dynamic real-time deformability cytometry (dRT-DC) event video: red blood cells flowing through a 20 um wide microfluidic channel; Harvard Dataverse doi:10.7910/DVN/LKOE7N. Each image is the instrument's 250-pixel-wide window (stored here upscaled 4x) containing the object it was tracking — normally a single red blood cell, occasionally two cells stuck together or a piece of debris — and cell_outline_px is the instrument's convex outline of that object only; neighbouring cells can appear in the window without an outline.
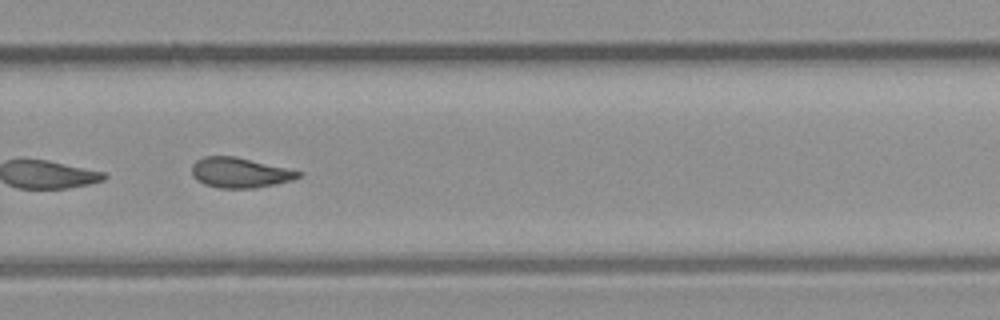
{"species": "common noctule bat (a hibernating species)", "species_latin": "Nyctalus noctula", "temperature_condition": "room temperature", "stored_images_in_passage": 30, "camera_frame_rate_fps": 3000, "um_per_image_px": 0.085, "animal": {"sex": "male", "body_mass_g": 23.1, "forearm_length_mm": 52.7}, "frame": {"image": 1, "passage_image": 18, "time_ms": 5.667, "image_size_px": [1000, 320], "cell_outline_px": [[304, 172], [300, 176], [292, 180], [276, 184], [256, 188], [216, 188], [204, 184], [196, 180], [192, 176], [192, 164], [196, 160], [204, 156], [236, 156]], "centroid_in_image_um": [20.37, 14.68], "position_along_channel_um": 309.4, "area_um2": 18.9}}